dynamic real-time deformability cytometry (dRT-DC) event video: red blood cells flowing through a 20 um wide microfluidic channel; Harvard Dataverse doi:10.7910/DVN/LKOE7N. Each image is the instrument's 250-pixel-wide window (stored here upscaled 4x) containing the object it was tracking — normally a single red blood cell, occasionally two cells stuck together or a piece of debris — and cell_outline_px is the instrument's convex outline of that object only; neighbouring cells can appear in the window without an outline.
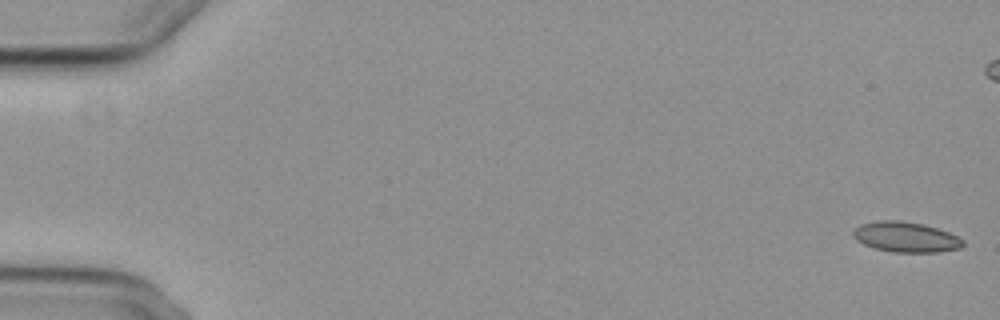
{"species": "common noctule bat (a hibernating species)", "species_latin": "Nyctalus noctula", "temperature_condition": "cold", "stored_images_in_passage": 6, "camera_frame_rate_fps": 3000, "um_per_image_px": 0.085, "animal": {"sex": "female", "body_mass_g": 29.2, "forearm_length_mm": 56.3}, "frame": {"image": 1, "passage_image": 1, "time_ms": 0.0, "image_size_px": [1000, 320], "cell_outline_px": [[964, 244], [960, 248], [940, 252], [892, 252], [876, 248], [864, 244], [856, 240], [852, 236], [852, 232], [860, 224], [880, 220], [900, 220], [924, 224], [948, 232], [964, 240]], "centroid_in_image_um": [76.98, 20.14], "position_along_channel_um": 8.0, "area_um2": 19.36}}